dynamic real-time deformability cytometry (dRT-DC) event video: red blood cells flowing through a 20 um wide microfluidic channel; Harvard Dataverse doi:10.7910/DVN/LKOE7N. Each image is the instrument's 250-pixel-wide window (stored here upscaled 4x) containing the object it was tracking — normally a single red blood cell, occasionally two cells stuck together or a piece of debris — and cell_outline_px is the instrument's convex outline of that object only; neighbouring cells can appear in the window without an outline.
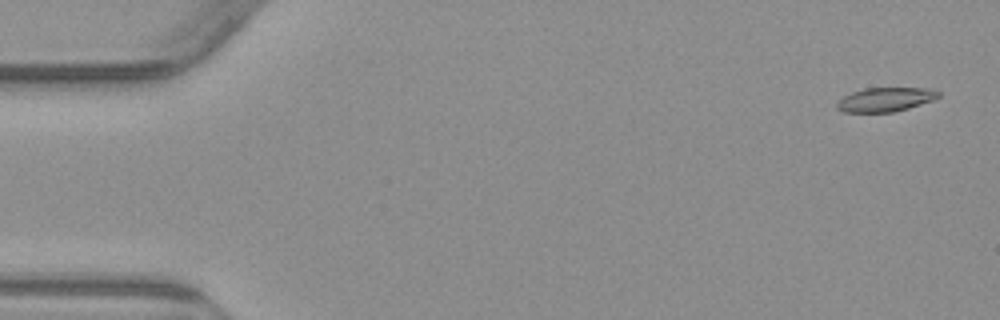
{"species": "common noctule bat (a hibernating species)", "species_latin": "Nyctalus noctula", "temperature_condition": "warm", "stored_images_in_passage": 4, "camera_frame_rate_fps": 3000, "um_per_image_px": 0.085, "animal": {"sex": "male", "body_mass_g": 23.1, "forearm_length_mm": 52.7}, "frame": {"image": 1, "passage_image": 1, "time_ms": 0.0, "image_size_px": [1000, 320], "cell_outline_px": [[940, 96], [932, 100], [908, 108], [892, 112], [844, 112], [836, 108], [836, 104], [844, 96], [852, 92], [864, 88], [924, 88], [940, 92]], "centroid_in_image_um": [75.23, 8.46], "position_along_channel_um": 9.8, "area_um2": 14.05}}
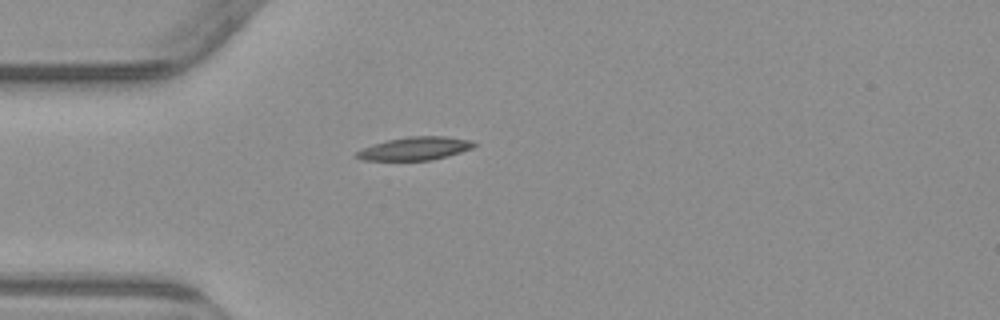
{"frame": {"image": 2, "passage_image": 4, "time_ms": 4.333, "image_size_px": [1000, 320], "cell_outline_px": [[476, 144], [472, 148], [460, 152], [432, 160], [364, 160], [356, 156], [356, 152], [364, 148], [388, 140], [408, 136], [448, 136], [472, 140]], "centroid_in_image_um": [35.33, 12.61], "position_along_channel_um": 49.7, "area_um2": 15.61}}